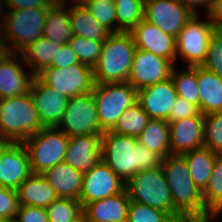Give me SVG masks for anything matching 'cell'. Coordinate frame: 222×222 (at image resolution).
<instances>
[{"label": "cell", "instance_id": "obj_11", "mask_svg": "<svg viewBox=\"0 0 222 222\" xmlns=\"http://www.w3.org/2000/svg\"><path fill=\"white\" fill-rule=\"evenodd\" d=\"M57 128L68 137L104 133L99 124L93 91L68 100Z\"/></svg>", "mask_w": 222, "mask_h": 222}, {"label": "cell", "instance_id": "obj_8", "mask_svg": "<svg viewBox=\"0 0 222 222\" xmlns=\"http://www.w3.org/2000/svg\"><path fill=\"white\" fill-rule=\"evenodd\" d=\"M101 129L111 131L124 110L137 102V90L128 82L95 83L93 89Z\"/></svg>", "mask_w": 222, "mask_h": 222}, {"label": "cell", "instance_id": "obj_46", "mask_svg": "<svg viewBox=\"0 0 222 222\" xmlns=\"http://www.w3.org/2000/svg\"><path fill=\"white\" fill-rule=\"evenodd\" d=\"M206 15L216 28H222V0H212V5Z\"/></svg>", "mask_w": 222, "mask_h": 222}, {"label": "cell", "instance_id": "obj_5", "mask_svg": "<svg viewBox=\"0 0 222 222\" xmlns=\"http://www.w3.org/2000/svg\"><path fill=\"white\" fill-rule=\"evenodd\" d=\"M47 9L33 7L0 11V35L9 52L20 53L43 36Z\"/></svg>", "mask_w": 222, "mask_h": 222}, {"label": "cell", "instance_id": "obj_3", "mask_svg": "<svg viewBox=\"0 0 222 222\" xmlns=\"http://www.w3.org/2000/svg\"><path fill=\"white\" fill-rule=\"evenodd\" d=\"M135 50L130 32L111 33L103 41L99 61L93 67L95 83L127 82Z\"/></svg>", "mask_w": 222, "mask_h": 222}, {"label": "cell", "instance_id": "obj_29", "mask_svg": "<svg viewBox=\"0 0 222 222\" xmlns=\"http://www.w3.org/2000/svg\"><path fill=\"white\" fill-rule=\"evenodd\" d=\"M188 165L191 178L197 187L203 191L208 185L215 160L220 156L208 148L202 147L182 155Z\"/></svg>", "mask_w": 222, "mask_h": 222}, {"label": "cell", "instance_id": "obj_26", "mask_svg": "<svg viewBox=\"0 0 222 222\" xmlns=\"http://www.w3.org/2000/svg\"><path fill=\"white\" fill-rule=\"evenodd\" d=\"M67 6L68 0H57L46 13L43 37L60 45L68 43L73 36Z\"/></svg>", "mask_w": 222, "mask_h": 222}, {"label": "cell", "instance_id": "obj_44", "mask_svg": "<svg viewBox=\"0 0 222 222\" xmlns=\"http://www.w3.org/2000/svg\"><path fill=\"white\" fill-rule=\"evenodd\" d=\"M56 1L57 0H0V11H3V8L5 10L33 7L50 8Z\"/></svg>", "mask_w": 222, "mask_h": 222}, {"label": "cell", "instance_id": "obj_28", "mask_svg": "<svg viewBox=\"0 0 222 222\" xmlns=\"http://www.w3.org/2000/svg\"><path fill=\"white\" fill-rule=\"evenodd\" d=\"M61 47L62 45L42 36L35 42L30 43L20 53L29 71L36 76L43 69L51 66L57 50Z\"/></svg>", "mask_w": 222, "mask_h": 222}, {"label": "cell", "instance_id": "obj_35", "mask_svg": "<svg viewBox=\"0 0 222 222\" xmlns=\"http://www.w3.org/2000/svg\"><path fill=\"white\" fill-rule=\"evenodd\" d=\"M46 211L51 222H72L83 213V207L78 199L58 198Z\"/></svg>", "mask_w": 222, "mask_h": 222}, {"label": "cell", "instance_id": "obj_7", "mask_svg": "<svg viewBox=\"0 0 222 222\" xmlns=\"http://www.w3.org/2000/svg\"><path fill=\"white\" fill-rule=\"evenodd\" d=\"M68 140L69 137L57 127L43 128L24 140L32 174H42L63 162Z\"/></svg>", "mask_w": 222, "mask_h": 222}, {"label": "cell", "instance_id": "obj_1", "mask_svg": "<svg viewBox=\"0 0 222 222\" xmlns=\"http://www.w3.org/2000/svg\"><path fill=\"white\" fill-rule=\"evenodd\" d=\"M101 156L126 184L137 172L161 166L162 157L138 142L137 137L105 131L101 138Z\"/></svg>", "mask_w": 222, "mask_h": 222}, {"label": "cell", "instance_id": "obj_39", "mask_svg": "<svg viewBox=\"0 0 222 222\" xmlns=\"http://www.w3.org/2000/svg\"><path fill=\"white\" fill-rule=\"evenodd\" d=\"M86 7L102 27L110 33H117V17L114 1L90 2Z\"/></svg>", "mask_w": 222, "mask_h": 222}, {"label": "cell", "instance_id": "obj_20", "mask_svg": "<svg viewBox=\"0 0 222 222\" xmlns=\"http://www.w3.org/2000/svg\"><path fill=\"white\" fill-rule=\"evenodd\" d=\"M102 134H86L69 137L63 161L85 174L99 161Z\"/></svg>", "mask_w": 222, "mask_h": 222}, {"label": "cell", "instance_id": "obj_15", "mask_svg": "<svg viewBox=\"0 0 222 222\" xmlns=\"http://www.w3.org/2000/svg\"><path fill=\"white\" fill-rule=\"evenodd\" d=\"M32 174L22 142H0V186L17 190Z\"/></svg>", "mask_w": 222, "mask_h": 222}, {"label": "cell", "instance_id": "obj_45", "mask_svg": "<svg viewBox=\"0 0 222 222\" xmlns=\"http://www.w3.org/2000/svg\"><path fill=\"white\" fill-rule=\"evenodd\" d=\"M77 63H79V60L76 54L69 47L68 43H66L57 50L50 67L65 68Z\"/></svg>", "mask_w": 222, "mask_h": 222}, {"label": "cell", "instance_id": "obj_51", "mask_svg": "<svg viewBox=\"0 0 222 222\" xmlns=\"http://www.w3.org/2000/svg\"><path fill=\"white\" fill-rule=\"evenodd\" d=\"M72 222H86L85 215L82 213L76 220Z\"/></svg>", "mask_w": 222, "mask_h": 222}, {"label": "cell", "instance_id": "obj_32", "mask_svg": "<svg viewBox=\"0 0 222 222\" xmlns=\"http://www.w3.org/2000/svg\"><path fill=\"white\" fill-rule=\"evenodd\" d=\"M174 65L171 79L174 82L177 96L195 105L200 112V95L196 79V66H186V70H178Z\"/></svg>", "mask_w": 222, "mask_h": 222}, {"label": "cell", "instance_id": "obj_49", "mask_svg": "<svg viewBox=\"0 0 222 222\" xmlns=\"http://www.w3.org/2000/svg\"><path fill=\"white\" fill-rule=\"evenodd\" d=\"M77 4L86 6L90 2H98V1H107V0H74ZM108 1H114V0H108Z\"/></svg>", "mask_w": 222, "mask_h": 222}, {"label": "cell", "instance_id": "obj_31", "mask_svg": "<svg viewBox=\"0 0 222 222\" xmlns=\"http://www.w3.org/2000/svg\"><path fill=\"white\" fill-rule=\"evenodd\" d=\"M207 217L221 215L222 217V155L214 163L208 185L202 191Z\"/></svg>", "mask_w": 222, "mask_h": 222}, {"label": "cell", "instance_id": "obj_9", "mask_svg": "<svg viewBox=\"0 0 222 222\" xmlns=\"http://www.w3.org/2000/svg\"><path fill=\"white\" fill-rule=\"evenodd\" d=\"M199 16V14H194L183 30L179 32L176 38L175 64L178 61V56L190 67L202 66L204 63L211 34L216 27L208 15L204 21Z\"/></svg>", "mask_w": 222, "mask_h": 222}, {"label": "cell", "instance_id": "obj_18", "mask_svg": "<svg viewBox=\"0 0 222 222\" xmlns=\"http://www.w3.org/2000/svg\"><path fill=\"white\" fill-rule=\"evenodd\" d=\"M177 99L173 80L170 78L137 91V102L150 119L167 120Z\"/></svg>", "mask_w": 222, "mask_h": 222}, {"label": "cell", "instance_id": "obj_16", "mask_svg": "<svg viewBox=\"0 0 222 222\" xmlns=\"http://www.w3.org/2000/svg\"><path fill=\"white\" fill-rule=\"evenodd\" d=\"M30 94L44 128L57 127L61 122L69 98L34 77Z\"/></svg>", "mask_w": 222, "mask_h": 222}, {"label": "cell", "instance_id": "obj_43", "mask_svg": "<svg viewBox=\"0 0 222 222\" xmlns=\"http://www.w3.org/2000/svg\"><path fill=\"white\" fill-rule=\"evenodd\" d=\"M199 113V109L188 102L184 98L177 96L175 104L173 105L170 115L168 117V123L183 119L185 117L195 116Z\"/></svg>", "mask_w": 222, "mask_h": 222}, {"label": "cell", "instance_id": "obj_10", "mask_svg": "<svg viewBox=\"0 0 222 222\" xmlns=\"http://www.w3.org/2000/svg\"><path fill=\"white\" fill-rule=\"evenodd\" d=\"M36 77L69 99L92 92L95 85L93 67L80 62L65 68L47 67Z\"/></svg>", "mask_w": 222, "mask_h": 222}, {"label": "cell", "instance_id": "obj_50", "mask_svg": "<svg viewBox=\"0 0 222 222\" xmlns=\"http://www.w3.org/2000/svg\"><path fill=\"white\" fill-rule=\"evenodd\" d=\"M220 215H209L208 217L204 218V219H200V220H196L197 222H214L216 221V217H218Z\"/></svg>", "mask_w": 222, "mask_h": 222}, {"label": "cell", "instance_id": "obj_12", "mask_svg": "<svg viewBox=\"0 0 222 222\" xmlns=\"http://www.w3.org/2000/svg\"><path fill=\"white\" fill-rule=\"evenodd\" d=\"M193 15L180 0H144V20L174 38Z\"/></svg>", "mask_w": 222, "mask_h": 222}, {"label": "cell", "instance_id": "obj_40", "mask_svg": "<svg viewBox=\"0 0 222 222\" xmlns=\"http://www.w3.org/2000/svg\"><path fill=\"white\" fill-rule=\"evenodd\" d=\"M202 66L222 78V28H215L211 34L207 56Z\"/></svg>", "mask_w": 222, "mask_h": 222}, {"label": "cell", "instance_id": "obj_13", "mask_svg": "<svg viewBox=\"0 0 222 222\" xmlns=\"http://www.w3.org/2000/svg\"><path fill=\"white\" fill-rule=\"evenodd\" d=\"M125 186L126 184L101 160L83 175L79 201L84 207L88 203L122 192Z\"/></svg>", "mask_w": 222, "mask_h": 222}, {"label": "cell", "instance_id": "obj_33", "mask_svg": "<svg viewBox=\"0 0 222 222\" xmlns=\"http://www.w3.org/2000/svg\"><path fill=\"white\" fill-rule=\"evenodd\" d=\"M117 33L130 32L144 19V0H114Z\"/></svg>", "mask_w": 222, "mask_h": 222}, {"label": "cell", "instance_id": "obj_24", "mask_svg": "<svg viewBox=\"0 0 222 222\" xmlns=\"http://www.w3.org/2000/svg\"><path fill=\"white\" fill-rule=\"evenodd\" d=\"M196 79L200 95V113L222 111V78L203 66H196Z\"/></svg>", "mask_w": 222, "mask_h": 222}, {"label": "cell", "instance_id": "obj_27", "mask_svg": "<svg viewBox=\"0 0 222 222\" xmlns=\"http://www.w3.org/2000/svg\"><path fill=\"white\" fill-rule=\"evenodd\" d=\"M69 5V16L73 35L90 40L103 42L111 34L92 16L86 6L77 4L74 0Z\"/></svg>", "mask_w": 222, "mask_h": 222}, {"label": "cell", "instance_id": "obj_6", "mask_svg": "<svg viewBox=\"0 0 222 222\" xmlns=\"http://www.w3.org/2000/svg\"><path fill=\"white\" fill-rule=\"evenodd\" d=\"M125 188L131 201L168 213L178 222L188 221L173 205L162 166L137 172Z\"/></svg>", "mask_w": 222, "mask_h": 222}, {"label": "cell", "instance_id": "obj_19", "mask_svg": "<svg viewBox=\"0 0 222 222\" xmlns=\"http://www.w3.org/2000/svg\"><path fill=\"white\" fill-rule=\"evenodd\" d=\"M20 57V58H19ZM24 63L21 53L10 52L0 61V99L25 95L35 75L23 69Z\"/></svg>", "mask_w": 222, "mask_h": 222}, {"label": "cell", "instance_id": "obj_47", "mask_svg": "<svg viewBox=\"0 0 222 222\" xmlns=\"http://www.w3.org/2000/svg\"><path fill=\"white\" fill-rule=\"evenodd\" d=\"M187 8H189L194 14H199L198 7H204V13H208L212 5V0H180Z\"/></svg>", "mask_w": 222, "mask_h": 222}, {"label": "cell", "instance_id": "obj_23", "mask_svg": "<svg viewBox=\"0 0 222 222\" xmlns=\"http://www.w3.org/2000/svg\"><path fill=\"white\" fill-rule=\"evenodd\" d=\"M41 175L53 187L59 198L79 200L84 175L82 172L63 161Z\"/></svg>", "mask_w": 222, "mask_h": 222}, {"label": "cell", "instance_id": "obj_41", "mask_svg": "<svg viewBox=\"0 0 222 222\" xmlns=\"http://www.w3.org/2000/svg\"><path fill=\"white\" fill-rule=\"evenodd\" d=\"M17 190L0 186V222H13L18 212Z\"/></svg>", "mask_w": 222, "mask_h": 222}, {"label": "cell", "instance_id": "obj_42", "mask_svg": "<svg viewBox=\"0 0 222 222\" xmlns=\"http://www.w3.org/2000/svg\"><path fill=\"white\" fill-rule=\"evenodd\" d=\"M13 222H51L48 220L46 208L19 205Z\"/></svg>", "mask_w": 222, "mask_h": 222}, {"label": "cell", "instance_id": "obj_30", "mask_svg": "<svg viewBox=\"0 0 222 222\" xmlns=\"http://www.w3.org/2000/svg\"><path fill=\"white\" fill-rule=\"evenodd\" d=\"M137 138L141 145L162 158L170 155L169 123L167 120L151 119Z\"/></svg>", "mask_w": 222, "mask_h": 222}, {"label": "cell", "instance_id": "obj_37", "mask_svg": "<svg viewBox=\"0 0 222 222\" xmlns=\"http://www.w3.org/2000/svg\"><path fill=\"white\" fill-rule=\"evenodd\" d=\"M204 147L222 155V111L204 115Z\"/></svg>", "mask_w": 222, "mask_h": 222}, {"label": "cell", "instance_id": "obj_21", "mask_svg": "<svg viewBox=\"0 0 222 222\" xmlns=\"http://www.w3.org/2000/svg\"><path fill=\"white\" fill-rule=\"evenodd\" d=\"M130 33L136 48L169 59L175 65L176 38L144 19Z\"/></svg>", "mask_w": 222, "mask_h": 222}, {"label": "cell", "instance_id": "obj_4", "mask_svg": "<svg viewBox=\"0 0 222 222\" xmlns=\"http://www.w3.org/2000/svg\"><path fill=\"white\" fill-rule=\"evenodd\" d=\"M43 128L30 92L0 99V142H23Z\"/></svg>", "mask_w": 222, "mask_h": 222}, {"label": "cell", "instance_id": "obj_22", "mask_svg": "<svg viewBox=\"0 0 222 222\" xmlns=\"http://www.w3.org/2000/svg\"><path fill=\"white\" fill-rule=\"evenodd\" d=\"M130 198L126 188L113 196L83 207L86 222H127Z\"/></svg>", "mask_w": 222, "mask_h": 222}, {"label": "cell", "instance_id": "obj_34", "mask_svg": "<svg viewBox=\"0 0 222 222\" xmlns=\"http://www.w3.org/2000/svg\"><path fill=\"white\" fill-rule=\"evenodd\" d=\"M150 120L140 104L136 102L124 110L111 131L122 135L138 137Z\"/></svg>", "mask_w": 222, "mask_h": 222}, {"label": "cell", "instance_id": "obj_25", "mask_svg": "<svg viewBox=\"0 0 222 222\" xmlns=\"http://www.w3.org/2000/svg\"><path fill=\"white\" fill-rule=\"evenodd\" d=\"M19 205L47 208L59 197L41 174H31L17 189Z\"/></svg>", "mask_w": 222, "mask_h": 222}, {"label": "cell", "instance_id": "obj_38", "mask_svg": "<svg viewBox=\"0 0 222 222\" xmlns=\"http://www.w3.org/2000/svg\"><path fill=\"white\" fill-rule=\"evenodd\" d=\"M127 222H178L173 216L150 206L130 201Z\"/></svg>", "mask_w": 222, "mask_h": 222}, {"label": "cell", "instance_id": "obj_36", "mask_svg": "<svg viewBox=\"0 0 222 222\" xmlns=\"http://www.w3.org/2000/svg\"><path fill=\"white\" fill-rule=\"evenodd\" d=\"M103 42L90 40L77 35H73L68 45L76 54L80 63L94 67L100 58Z\"/></svg>", "mask_w": 222, "mask_h": 222}, {"label": "cell", "instance_id": "obj_48", "mask_svg": "<svg viewBox=\"0 0 222 222\" xmlns=\"http://www.w3.org/2000/svg\"><path fill=\"white\" fill-rule=\"evenodd\" d=\"M9 50L7 48L6 42L0 35V61L9 54Z\"/></svg>", "mask_w": 222, "mask_h": 222}, {"label": "cell", "instance_id": "obj_17", "mask_svg": "<svg viewBox=\"0 0 222 222\" xmlns=\"http://www.w3.org/2000/svg\"><path fill=\"white\" fill-rule=\"evenodd\" d=\"M169 143L170 154L174 155L204 147V115L199 112L169 123Z\"/></svg>", "mask_w": 222, "mask_h": 222}, {"label": "cell", "instance_id": "obj_14", "mask_svg": "<svg viewBox=\"0 0 222 222\" xmlns=\"http://www.w3.org/2000/svg\"><path fill=\"white\" fill-rule=\"evenodd\" d=\"M173 67L169 59L136 48L127 82L139 91L170 78Z\"/></svg>", "mask_w": 222, "mask_h": 222}, {"label": "cell", "instance_id": "obj_2", "mask_svg": "<svg viewBox=\"0 0 222 222\" xmlns=\"http://www.w3.org/2000/svg\"><path fill=\"white\" fill-rule=\"evenodd\" d=\"M169 186L174 207L188 220L196 221L207 217L202 191L191 178L185 158L170 154L161 164Z\"/></svg>", "mask_w": 222, "mask_h": 222}]
</instances>
